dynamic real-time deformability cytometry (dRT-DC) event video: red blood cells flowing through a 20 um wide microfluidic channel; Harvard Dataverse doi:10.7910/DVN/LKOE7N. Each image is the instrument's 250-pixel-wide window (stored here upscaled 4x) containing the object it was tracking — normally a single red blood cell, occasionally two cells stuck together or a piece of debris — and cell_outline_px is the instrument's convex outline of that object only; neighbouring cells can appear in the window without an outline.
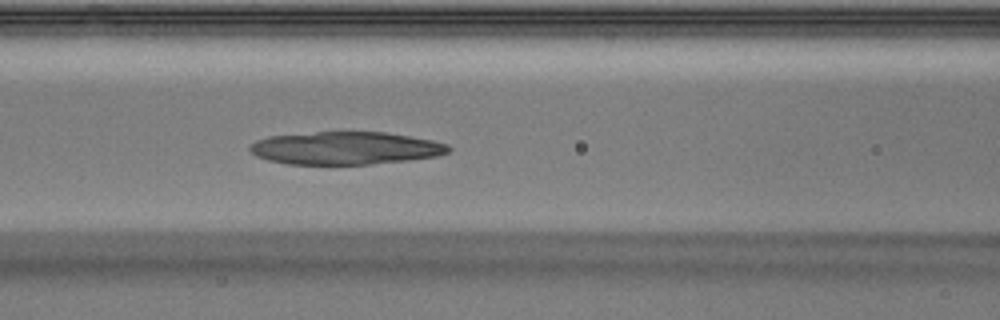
{"species": "Egyptian fruit bat (a non-hibernating species)", "species_latin": "Rousettus aegyptiacus", "temperature_condition": "warm", "stored_images_in_passage": 31, "camera_frame_rate_fps": 3000, "um_per_image_px": 0.085, "animal": {"sex": "male"}, "frame": {"image": 1, "passage_image": 10, "time_ms": 3.0, "image_size_px": [1000, 320], "cell_outline_px": [[452, 148], [448, 152], [436, 156], [408, 160], [368, 164], [288, 164], [268, 160], [256, 156], [248, 148], [256, 140], [268, 136], [316, 132], [384, 132], [432, 140], [448, 144]], "centroid_in_image_um": [29.35, 12.59], "position_along_channel_um": 137.2, "area_um2": 37.74}}